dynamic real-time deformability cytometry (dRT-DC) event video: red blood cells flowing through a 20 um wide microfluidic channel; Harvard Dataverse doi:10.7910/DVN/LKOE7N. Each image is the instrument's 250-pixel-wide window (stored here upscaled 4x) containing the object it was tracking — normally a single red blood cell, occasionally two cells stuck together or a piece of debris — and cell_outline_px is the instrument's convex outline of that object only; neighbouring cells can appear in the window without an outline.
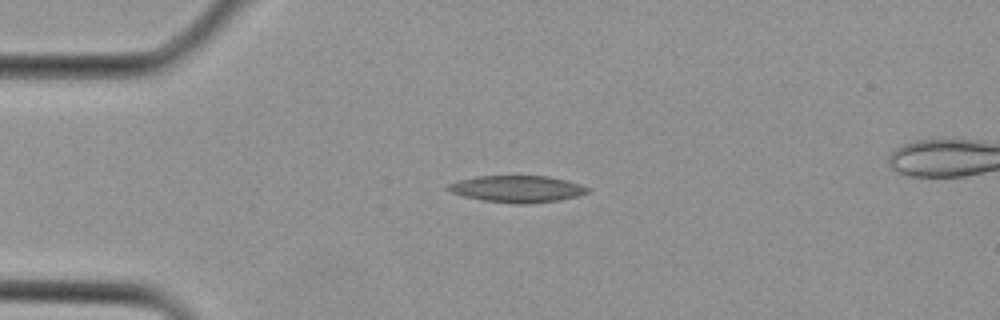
{"species": "Egyptian fruit bat (a non-hibernating species)", "species_latin": "Rousettus aegyptiacus", "temperature_condition": "cold", "stored_images_in_passage": 22, "camera_frame_rate_fps": 3000, "um_per_image_px": 0.085, "animal": {"sex": "female"}, "frame": {"image": 1, "passage_image": 1, "time_ms": 0.0, "image_size_px": [1000, 320], "cell_outline_px": [[588, 192], [576, 196], [560, 200], [528, 204], [512, 204], [484, 200], [464, 196], [452, 192], [444, 188], [448, 184], [460, 180], [476, 176], [548, 176], [580, 184], [588, 188]], "centroid_in_image_um": [43.93, 16.06], "position_along_channel_um": 41.1, "area_um2": 21.62}}
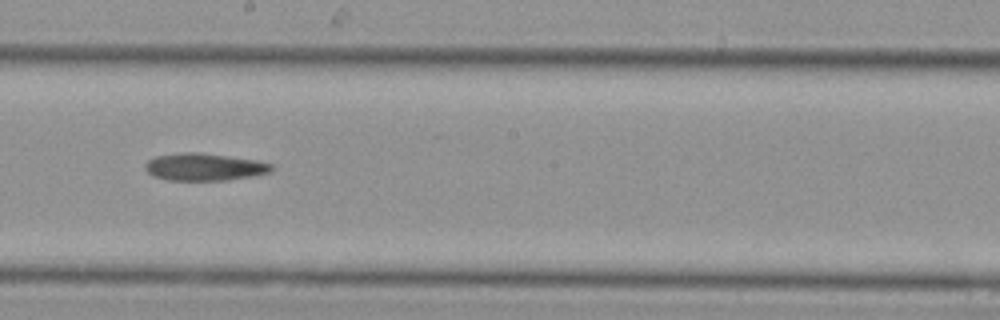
{"frame": {"image": 2, "passage_image": 11, "time_ms": 3.333, "image_size_px": [1000, 320], "cell_outline_px": [[272, 172], [252, 176], [228, 180], [168, 180], [152, 176], [144, 168], [144, 164], [148, 160], [156, 156], [184, 152], [200, 152], [256, 160], [272, 164]], "centroid_in_image_um": [17.35, 14.19], "position_along_channel_um": 230.9, "area_um2": 20.17}}
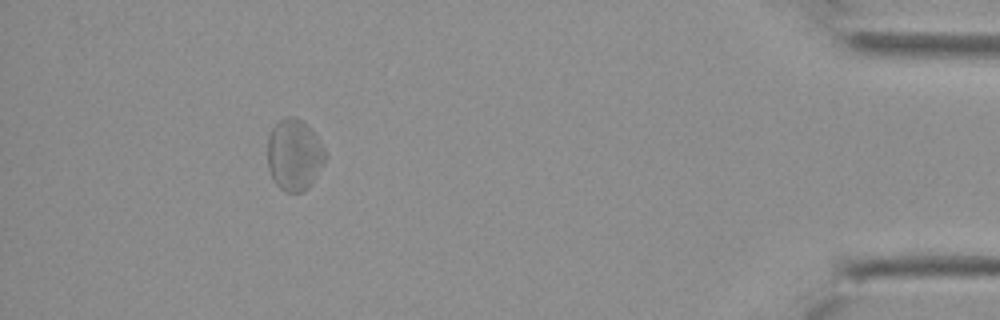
{"frame": {"image": 3, "passage_image": 22, "time_ms": 7.0, "image_size_px": [1000, 320], "cell_outline_px": [[328, 156], [324, 164], [312, 180], [300, 192], [284, 192], [276, 184], [268, 168], [268, 136], [272, 128], [284, 116], [292, 116], [300, 120], [320, 140]], "centroid_in_image_um": [25.0, 13.14], "position_along_channel_um": 410.2, "area_um2": 23.64}}